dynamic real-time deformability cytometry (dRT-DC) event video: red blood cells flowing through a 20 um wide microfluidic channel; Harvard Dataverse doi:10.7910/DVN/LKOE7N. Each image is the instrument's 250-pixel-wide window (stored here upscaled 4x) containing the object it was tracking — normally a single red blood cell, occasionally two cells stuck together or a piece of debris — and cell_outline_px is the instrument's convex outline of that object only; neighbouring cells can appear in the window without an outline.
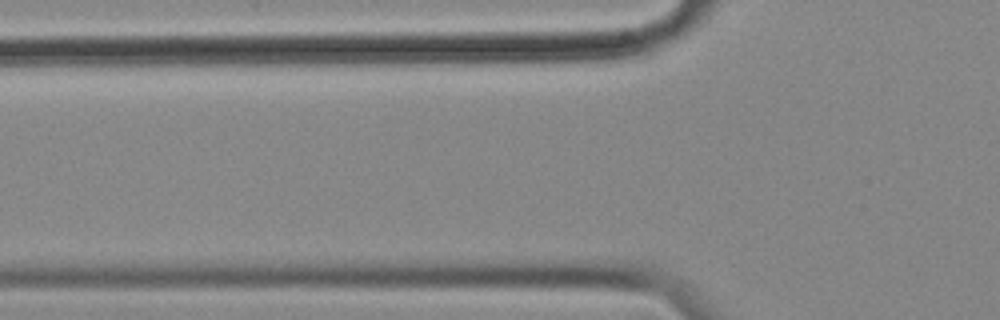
{"species": "common noctule bat (a hibernating species)", "species_latin": "Nyctalus noctula", "temperature_condition": "cold", "stored_images_in_passage": 3, "camera_frame_rate_fps": 3000, "um_per_image_px": 0.085, "animal": {"sex": "female", "body_mass_g": 18.4}, "frame": {"image": 1, "passage_image": 2, "time_ms": 0.333, "image_size_px": [1000, 320], "cell_outline_px": [[628, 44], [620, 56], [608, 60], [480, 64], [404, 60], [448, 48], [620, 44]], "centroid_in_image_um": [44.59, 4.61], "position_along_channel_um": 81.2, "area_um2": 22.43}}